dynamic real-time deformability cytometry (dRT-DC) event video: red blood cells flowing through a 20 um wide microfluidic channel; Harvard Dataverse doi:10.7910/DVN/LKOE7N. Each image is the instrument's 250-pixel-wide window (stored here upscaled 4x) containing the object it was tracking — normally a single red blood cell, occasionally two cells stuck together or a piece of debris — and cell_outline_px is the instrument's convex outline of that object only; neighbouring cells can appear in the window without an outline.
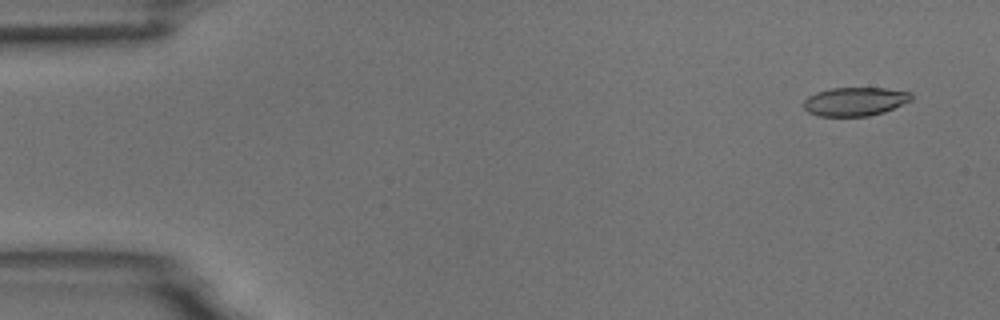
{"species": "common noctule bat (a hibernating species)", "species_latin": "Nyctalus noctula", "temperature_condition": "room temperature", "stored_images_in_passage": 55, "camera_frame_rate_fps": 3000, "um_per_image_px": 0.085, "animal": {"sex": "male", "body_mass_g": 18.8}, "frame": {"image": 1, "passage_image": 4, "time_ms": 1.0, "image_size_px": [1000, 320], "cell_outline_px": [[912, 100], [884, 112], [868, 116], [820, 116], [808, 112], [804, 108], [804, 100], [808, 96], [816, 92], [832, 88], [884, 88], [912, 92]], "centroid_in_image_um": [72.68, 8.62], "position_along_channel_um": 12.3, "area_um2": 17.98}}
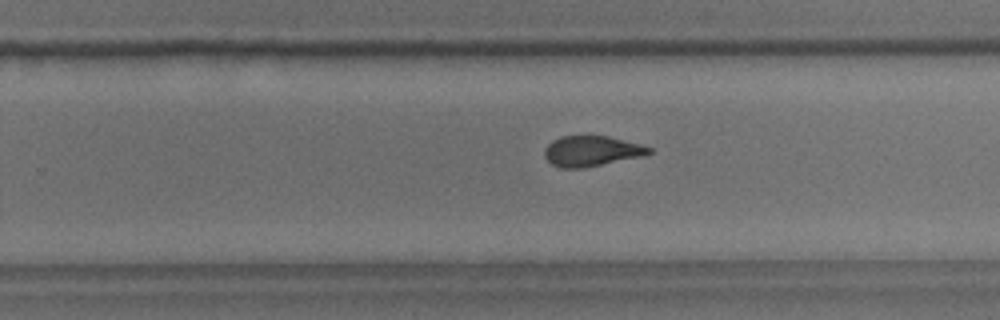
{"frame": {"image": 2, "passage_image": 35, "time_ms": 11.333, "image_size_px": [1000, 320], "cell_outline_px": [[652, 152], [644, 156], [584, 168], [560, 168], [552, 164], [544, 156], [544, 148], [552, 140], [560, 136], [608, 136], [640, 144], [652, 148]], "centroid_in_image_um": [50.27, 12.84], "position_along_channel_um": 279.5, "area_um2": 18.61}}
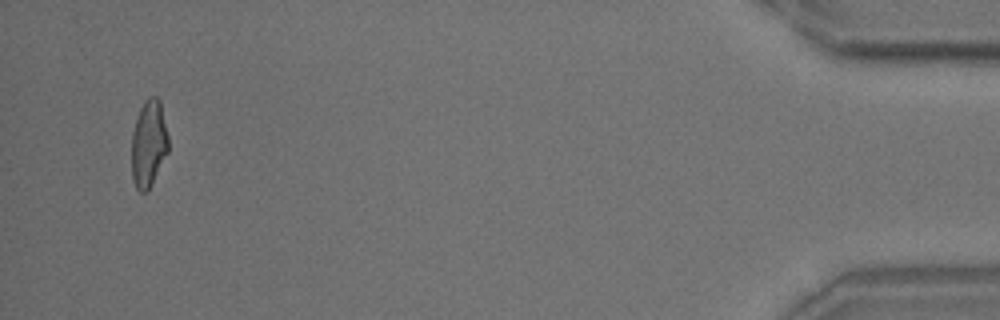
{"frame": {"image": 3, "passage_image": 53, "time_ms": 17.333, "image_size_px": [1000, 320], "cell_outline_px": [[168, 152], [148, 192], [140, 192], [136, 188], [132, 180], [132, 132], [140, 108], [144, 100], [148, 96], [156, 96], [160, 100], [168, 136]], "centroid_in_image_um": [12.64, 12.22], "position_along_channel_um": 422.6, "area_um2": 18.79}, "authors_computed_cell_mechanics": {"area_um2": 19.1318, "velocity_mm_per_s": 3.7292, "shape_relaxation_time_tau1_ms": 7.9978, "shape_relaxation_time_tau2_ms": 1.3661, "deformation_change_tau1": 0.2165, "deformation_change_tau2": 0.0816}}